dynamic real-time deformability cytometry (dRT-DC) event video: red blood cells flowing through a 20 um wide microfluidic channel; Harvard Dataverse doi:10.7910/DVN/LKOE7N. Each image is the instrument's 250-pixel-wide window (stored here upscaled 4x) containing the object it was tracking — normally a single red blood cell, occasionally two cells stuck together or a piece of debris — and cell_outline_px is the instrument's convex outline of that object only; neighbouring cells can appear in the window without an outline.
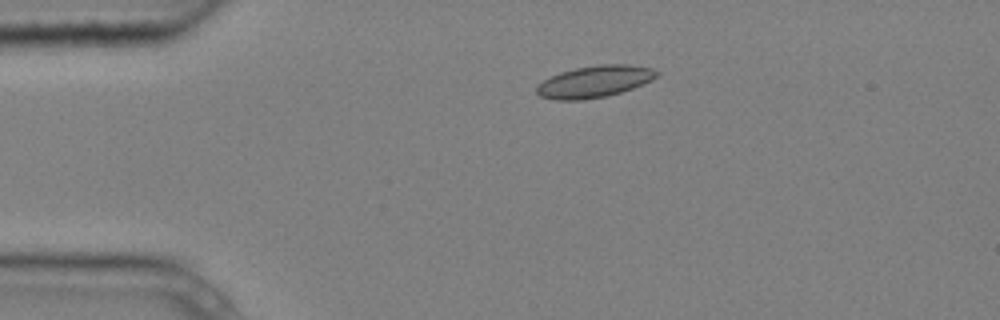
{"species": "common noctule bat (a hibernating species)", "species_latin": "Nyctalus noctula", "temperature_condition": "cold", "stored_images_in_passage": 7, "camera_frame_rate_fps": 3000, "um_per_image_px": 0.085, "animal": {"sex": "male", "body_mass_g": 20.4}, "frame": {"image": 1, "passage_image": 3, "time_ms": 0.667, "image_size_px": [1000, 320], "cell_outline_px": [[660, 72], [652, 80], [632, 88], [608, 96], [580, 100], [556, 100], [540, 96], [536, 92], [536, 84], [560, 72], [576, 68], [600, 64], [628, 64], [652, 68]], "centroid_in_image_um": [50.52, 6.93], "position_along_channel_um": 34.5, "area_um2": 22.2}}
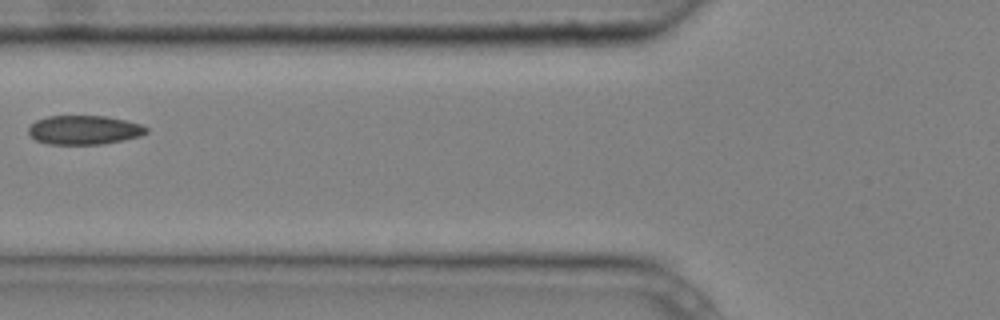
{"frame": {"image": 2, "passage_image": 6, "time_ms": 1.667, "image_size_px": [1000, 320], "cell_outline_px": [[148, 132], [140, 136], [124, 140], [104, 144], [48, 144], [36, 140], [28, 136], [28, 128], [36, 120], [48, 116], [108, 116], [140, 124], [148, 128]], "centroid_in_image_um": [7.14, 11.05], "position_along_channel_um": 118.7, "area_um2": 20.06}}
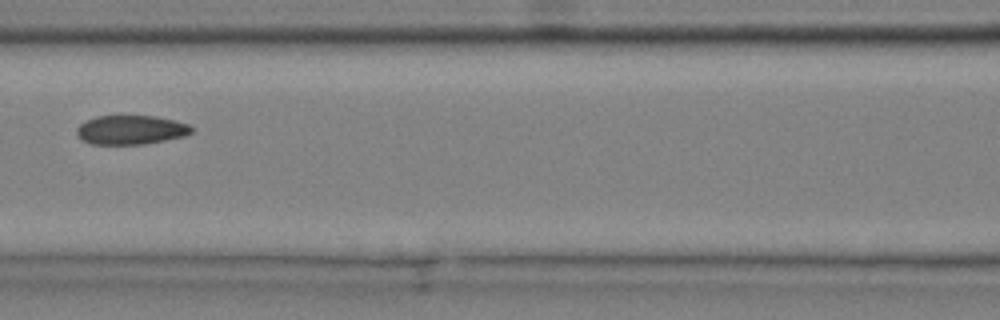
{"frame": {"image": 3, "passage_image": 7, "time_ms": 2.0, "image_size_px": [1000, 320], "cell_outline_px": [[196, 128], [192, 132], [184, 136], [144, 144], [92, 144], [84, 140], [76, 132], [76, 128], [84, 120], [96, 116], [156, 116], [176, 120], [188, 124]], "centroid_in_image_um": [11.15, 11.02], "position_along_channel_um": 155.4, "area_um2": 19.54}}